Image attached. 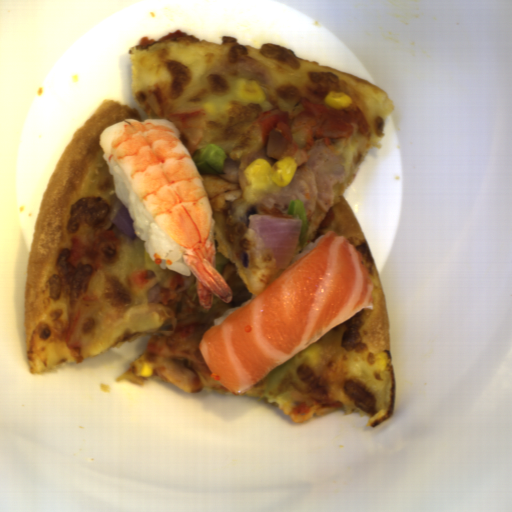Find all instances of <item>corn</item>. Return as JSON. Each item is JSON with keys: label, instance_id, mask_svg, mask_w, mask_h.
<instances>
[{"label": "corn", "instance_id": "corn-1", "mask_svg": "<svg viewBox=\"0 0 512 512\" xmlns=\"http://www.w3.org/2000/svg\"><path fill=\"white\" fill-rule=\"evenodd\" d=\"M298 163L291 156L279 158L273 163L263 158L255 159L243 171L252 189H268L275 185L283 188L292 183Z\"/></svg>", "mask_w": 512, "mask_h": 512}, {"label": "corn", "instance_id": "corn-2", "mask_svg": "<svg viewBox=\"0 0 512 512\" xmlns=\"http://www.w3.org/2000/svg\"><path fill=\"white\" fill-rule=\"evenodd\" d=\"M236 99L242 103L261 104L265 94L255 80L237 79L235 82Z\"/></svg>", "mask_w": 512, "mask_h": 512}, {"label": "corn", "instance_id": "corn-6", "mask_svg": "<svg viewBox=\"0 0 512 512\" xmlns=\"http://www.w3.org/2000/svg\"><path fill=\"white\" fill-rule=\"evenodd\" d=\"M375 361H376V365L379 370L386 371L388 369V366H389L388 354H386L384 352L380 353L379 355H377Z\"/></svg>", "mask_w": 512, "mask_h": 512}, {"label": "corn", "instance_id": "corn-3", "mask_svg": "<svg viewBox=\"0 0 512 512\" xmlns=\"http://www.w3.org/2000/svg\"><path fill=\"white\" fill-rule=\"evenodd\" d=\"M324 103L329 107L337 110H345L352 104V99L345 93L329 92L323 99Z\"/></svg>", "mask_w": 512, "mask_h": 512}, {"label": "corn", "instance_id": "corn-5", "mask_svg": "<svg viewBox=\"0 0 512 512\" xmlns=\"http://www.w3.org/2000/svg\"><path fill=\"white\" fill-rule=\"evenodd\" d=\"M154 372V365L152 362L142 361L138 365V377H151Z\"/></svg>", "mask_w": 512, "mask_h": 512}, {"label": "corn", "instance_id": "corn-4", "mask_svg": "<svg viewBox=\"0 0 512 512\" xmlns=\"http://www.w3.org/2000/svg\"><path fill=\"white\" fill-rule=\"evenodd\" d=\"M300 353L302 357H304L312 364H318L323 359L325 351L323 345L312 343L303 350H301Z\"/></svg>", "mask_w": 512, "mask_h": 512}]
</instances>
